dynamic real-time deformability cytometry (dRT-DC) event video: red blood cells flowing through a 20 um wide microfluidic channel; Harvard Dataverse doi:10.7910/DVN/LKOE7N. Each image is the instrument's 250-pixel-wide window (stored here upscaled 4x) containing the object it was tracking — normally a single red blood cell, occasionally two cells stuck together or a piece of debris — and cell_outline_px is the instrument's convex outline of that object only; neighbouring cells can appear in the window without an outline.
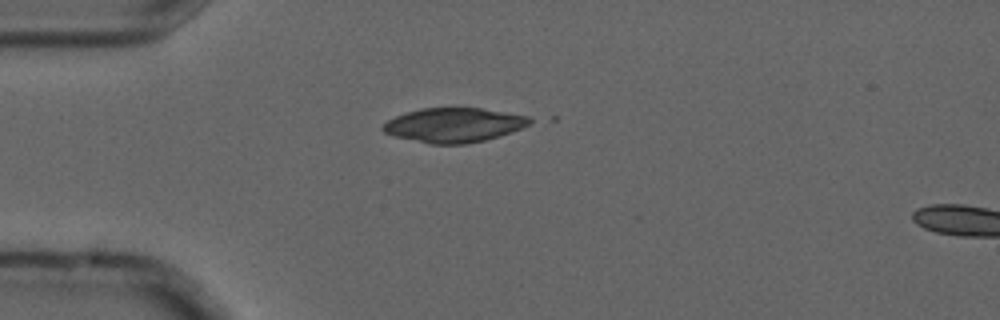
{"species": "common noctule bat (a hibernating species)", "species_latin": "Nyctalus noctula", "temperature_condition": "cold", "stored_images_in_passage": 3, "camera_frame_rate_fps": 3000, "um_per_image_px": 0.085, "animal": {"sex": "male", "forearm_length_mm": 52.5}, "frame": {"image": 1, "passage_image": 1, "time_ms": 0.0, "image_size_px": [1000, 320], "cell_outline_px": [[536, 120], [512, 132], [500, 136], [484, 140], [464, 144], [432, 144], [396, 136], [384, 132], [380, 128], [388, 120], [404, 112], [420, 108], [480, 108], [528, 116]], "centroid_in_image_um": [38.58, 10.62], "position_along_channel_um": 46.4, "area_um2": 29.25}}